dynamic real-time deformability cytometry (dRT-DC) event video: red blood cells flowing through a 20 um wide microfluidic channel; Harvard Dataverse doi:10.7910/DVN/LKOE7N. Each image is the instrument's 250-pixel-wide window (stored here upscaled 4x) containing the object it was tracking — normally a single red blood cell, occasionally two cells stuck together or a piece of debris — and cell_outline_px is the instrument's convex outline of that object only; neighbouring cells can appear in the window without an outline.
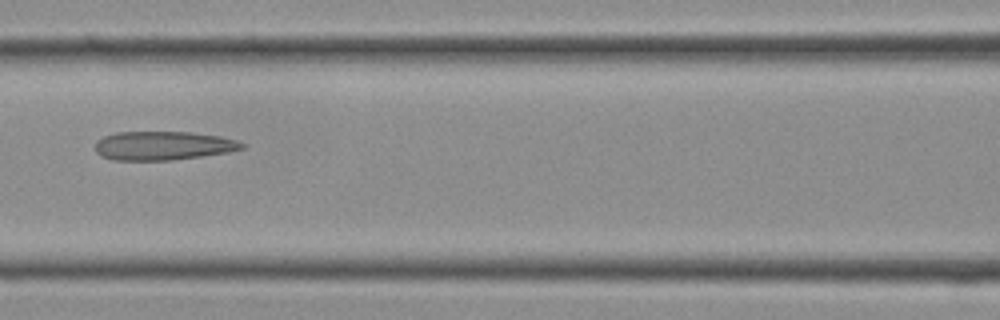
{"species": "Egyptian fruit bat (a non-hibernating species)", "species_latin": "Rousettus aegyptiacus", "temperature_condition": "cold", "stored_images_in_passage": 13, "camera_frame_rate_fps": 3000, "um_per_image_px": 0.085, "frame": {"image": 1, "passage_image": 10, "time_ms": 3.0, "image_size_px": [1000, 320], "cell_outline_px": [[248, 144], [244, 148], [228, 152], [172, 160], [112, 160], [100, 156], [96, 152], [96, 140], [104, 136], [116, 132], [188, 132], [220, 136], [236, 140]], "centroid_in_image_um": [13.86, 12.38], "position_along_channel_um": 152.7, "area_um2": 24.68}}
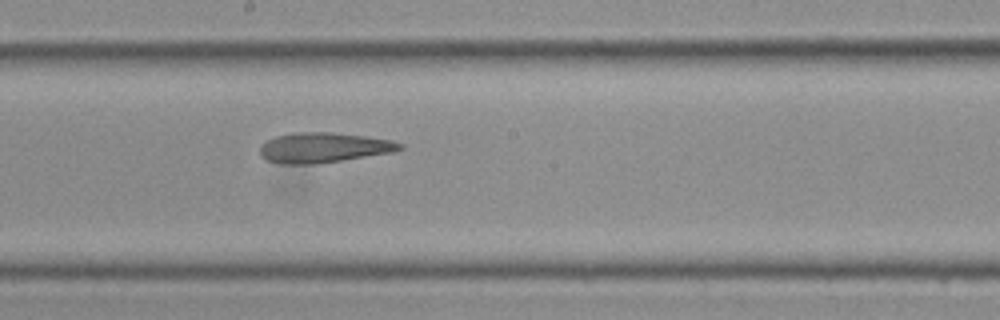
{"frame": {"image": 2, "passage_image": 13, "time_ms": 4.0, "image_size_px": [1000, 320], "cell_outline_px": [[404, 148], [396, 152], [312, 164], [284, 164], [264, 160], [260, 156], [260, 144], [276, 136], [292, 132], [328, 132], [364, 136], [392, 140], [404, 144]], "centroid_in_image_um": [27.5, 12.54], "position_along_channel_um": 220.7, "area_um2": 24.62}}